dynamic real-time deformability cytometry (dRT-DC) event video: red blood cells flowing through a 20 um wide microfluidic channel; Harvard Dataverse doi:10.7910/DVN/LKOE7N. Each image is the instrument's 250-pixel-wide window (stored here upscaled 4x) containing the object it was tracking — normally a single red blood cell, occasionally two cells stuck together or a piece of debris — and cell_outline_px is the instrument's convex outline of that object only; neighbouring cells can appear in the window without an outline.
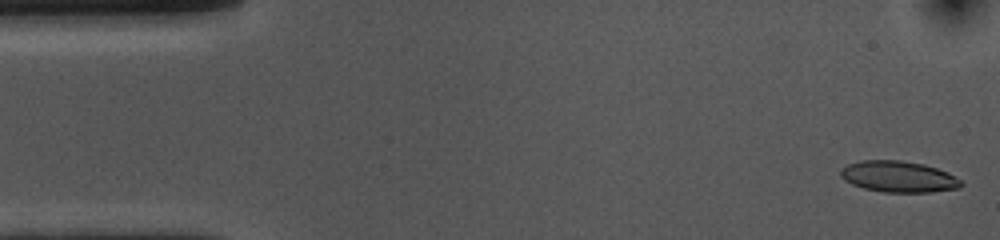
{"species": "common noctule bat (a hibernating species)", "species_latin": "Nyctalus noctula", "temperature_condition": "cold", "stored_images_in_passage": 53, "camera_frame_rate_fps": 3000, "um_per_image_px": 0.085, "animal": {"sex": "female", "body_mass_g": 10.0, "forearm_length_mm": 53.1}, "frame": {"image": 1, "passage_image": 1, "time_ms": 0.0, "image_size_px": [1000, 240], "cell_outline_px": [[964, 184], [960, 188], [932, 192], [884, 192], [864, 188], [852, 184], [844, 180], [840, 176], [840, 168], [848, 164], [860, 160], [900, 160], [924, 164], [948, 172], [960, 180]], "centroid_in_image_um": [76.36, 15.01], "position_along_channel_um": 8.6, "area_um2": 22.02}}
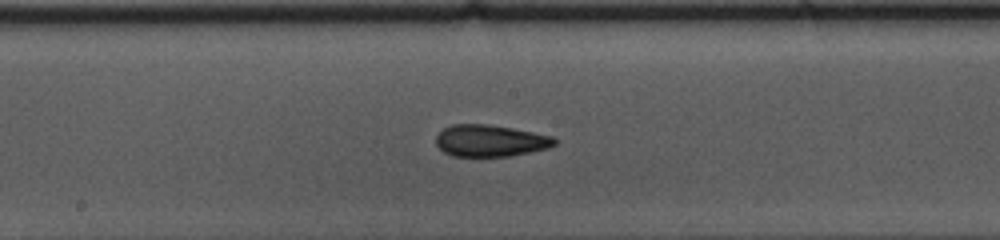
{"frame": {"image": 2, "passage_image": 26, "time_ms": 8.333, "image_size_px": [1000, 240], "cell_outline_px": [[556, 144], [548, 148], [512, 156], [452, 156], [444, 152], [436, 144], [436, 136], [444, 128], [452, 124], [488, 124], [512, 128], [552, 136], [556, 140]], "centroid_in_image_um": [41.67, 11.96], "position_along_channel_um": 206.5, "area_um2": 21.91}}
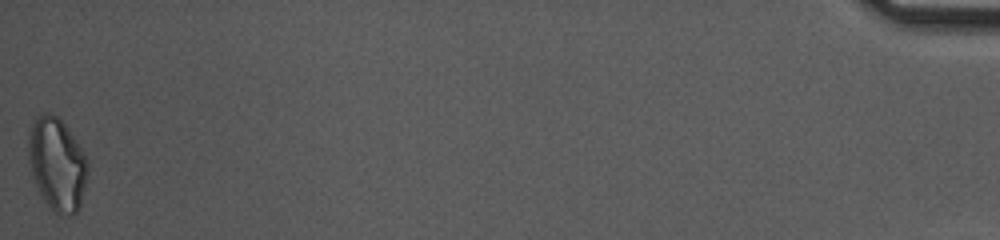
{"frame": {"image": 3, "passage_image": 53, "time_ms": 17.333, "image_size_px": [1000, 240], "cell_outline_px": [[88, 172], [80, 204], [76, 212], [72, 216], [60, 216], [44, 200], [36, 184], [28, 160], [28, 140], [32, 124], [36, 116], [48, 112], [56, 116], [64, 124], [88, 160]], "centroid_in_image_um": [4.85, 13.96], "position_along_channel_um": 430.4, "area_um2": 31.56}, "authors_computed_cell_mechanics": {"area_um2": 22.3108, "velocity_mm_per_s": 3.6469, "shape_relaxation_time_tau1_ms": 4.2062, "shape_relaxation_time_tau2_ms": 3.1446, "deformation_change_tau1": 0.1235, "deformation_change_tau2": 0.0974}}